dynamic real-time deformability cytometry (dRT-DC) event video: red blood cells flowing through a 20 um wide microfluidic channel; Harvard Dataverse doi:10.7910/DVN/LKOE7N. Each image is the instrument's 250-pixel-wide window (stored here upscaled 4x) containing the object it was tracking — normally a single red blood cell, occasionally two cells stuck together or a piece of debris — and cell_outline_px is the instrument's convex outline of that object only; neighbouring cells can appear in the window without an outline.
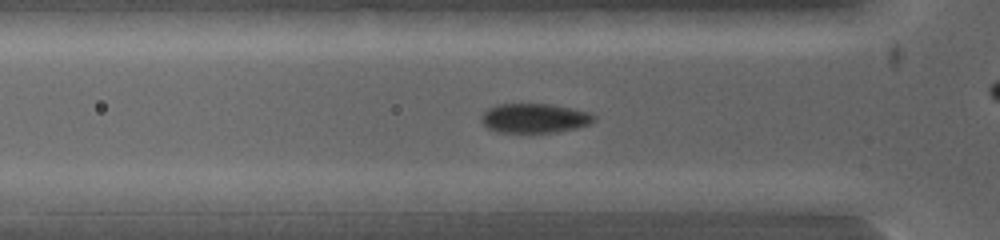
{"species": "common noctule bat (a hibernating species)", "species_latin": "Nyctalus noctula", "temperature_condition": "warm", "stored_images_in_passage": 16, "camera_frame_rate_fps": 5000, "um_per_image_px": 0.085, "animal": {"sex": "female", "body_mass_g": 19.0, "forearm_length_mm": 53.3}, "frame": {"image": 1, "passage_image": 10, "time_ms": 2.2, "image_size_px": [1000, 240], "cell_outline_px": [[596, 120], [588, 124], [576, 128], [556, 132], [500, 132], [488, 128], [480, 120], [480, 116], [488, 108], [496, 104], [548, 104], [588, 112], [596, 116]], "centroid_in_image_um": [45.4, 10.04], "position_along_channel_um": 80.4, "area_um2": 19.13}}